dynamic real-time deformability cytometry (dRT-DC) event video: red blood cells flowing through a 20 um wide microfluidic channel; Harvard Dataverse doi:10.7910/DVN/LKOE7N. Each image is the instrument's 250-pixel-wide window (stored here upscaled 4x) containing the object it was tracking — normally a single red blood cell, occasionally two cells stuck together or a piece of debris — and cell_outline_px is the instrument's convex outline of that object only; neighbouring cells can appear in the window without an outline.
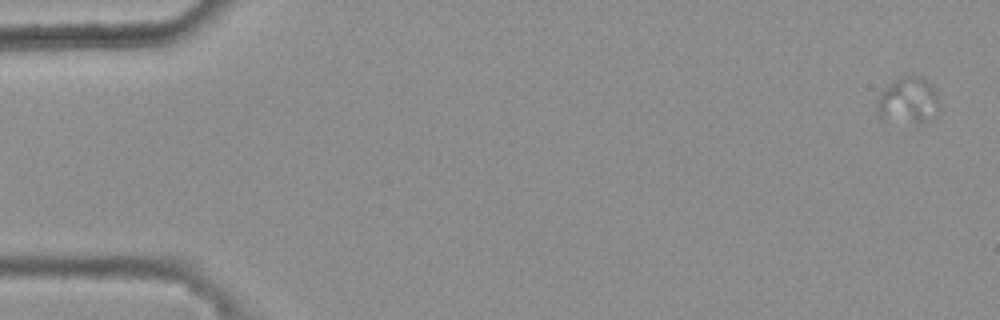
{"species": "common noctule bat (a hibernating species)", "species_latin": "Nyctalus noctula", "temperature_condition": "warm", "stored_images_in_passage": 31, "camera_frame_rate_fps": 3000, "um_per_image_px": 0.085, "animal": {"sex": "female", "body_mass_g": 25.1}, "frame": {"image": 1, "passage_image": 3, "time_ms": 0.667, "image_size_px": [1000, 320], "cell_outline_px": [[940, 112], [924, 120], [912, 120], [880, 116], [876, 112], [876, 104], [880, 92], [888, 84], [900, 76], [920, 76], [936, 92], [940, 104]], "centroid_in_image_um": [77.19, 8.46], "position_along_channel_um": 7.8, "area_um2": 16.01}}
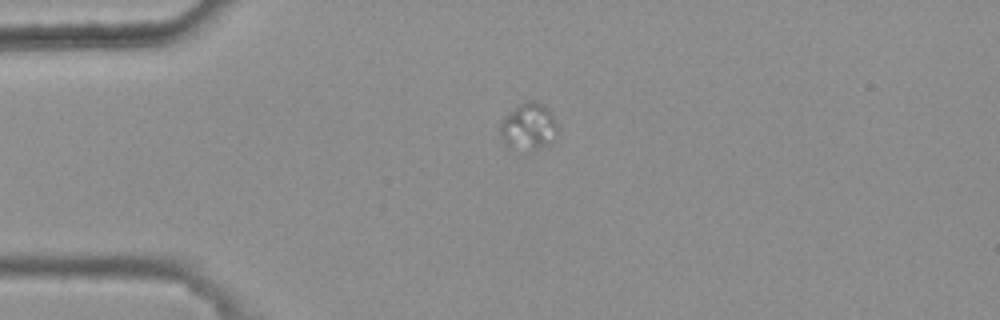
{"frame": {"image": 2, "passage_image": 15, "time_ms": 4.667, "image_size_px": [1000, 320], "cell_outline_px": [[560, 132], [556, 140], [548, 144], [536, 148], [508, 148], [500, 140], [500, 124], [504, 116], [516, 104], [524, 100], [528, 100], [544, 104], [552, 116]], "centroid_in_image_um": [44.9, 10.73], "position_along_channel_um": 40.1, "area_um2": 15.95}}